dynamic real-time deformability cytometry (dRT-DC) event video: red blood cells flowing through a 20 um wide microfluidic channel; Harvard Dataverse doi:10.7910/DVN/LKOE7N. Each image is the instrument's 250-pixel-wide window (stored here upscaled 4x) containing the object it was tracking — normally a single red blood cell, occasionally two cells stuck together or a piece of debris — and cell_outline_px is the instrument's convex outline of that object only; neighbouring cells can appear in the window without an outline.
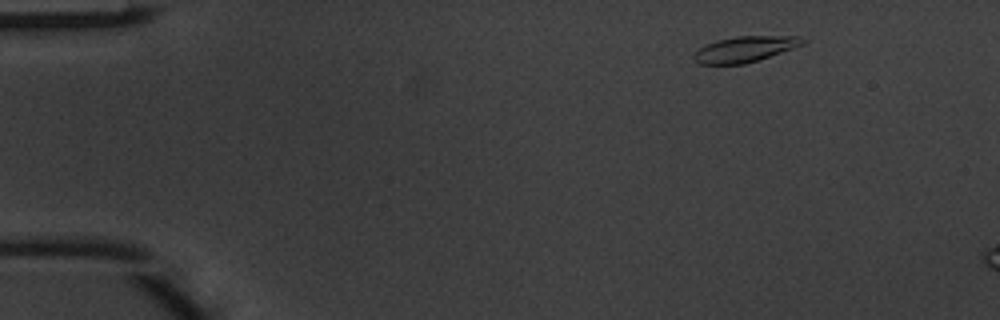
{"species": "common noctule bat (a hibernating species)", "species_latin": "Nyctalus noctula", "temperature_condition": "warm", "stored_images_in_passage": 4, "camera_frame_rate_fps": 3000, "um_per_image_px": 0.085, "animal": {"sex": "male", "body_mass_g": 20.1, "forearm_length_mm": 53.5}, "frame": {"image": 1, "passage_image": 2, "time_ms": 0.333, "image_size_px": [1000, 320], "cell_outline_px": [[804, 44], [744, 64], [700, 64], [692, 56], [700, 48], [716, 40], [736, 36], [800, 36], [804, 40]], "centroid_in_image_um": [63.3, 4.17], "position_along_channel_um": 21.7, "area_um2": 15.9}}